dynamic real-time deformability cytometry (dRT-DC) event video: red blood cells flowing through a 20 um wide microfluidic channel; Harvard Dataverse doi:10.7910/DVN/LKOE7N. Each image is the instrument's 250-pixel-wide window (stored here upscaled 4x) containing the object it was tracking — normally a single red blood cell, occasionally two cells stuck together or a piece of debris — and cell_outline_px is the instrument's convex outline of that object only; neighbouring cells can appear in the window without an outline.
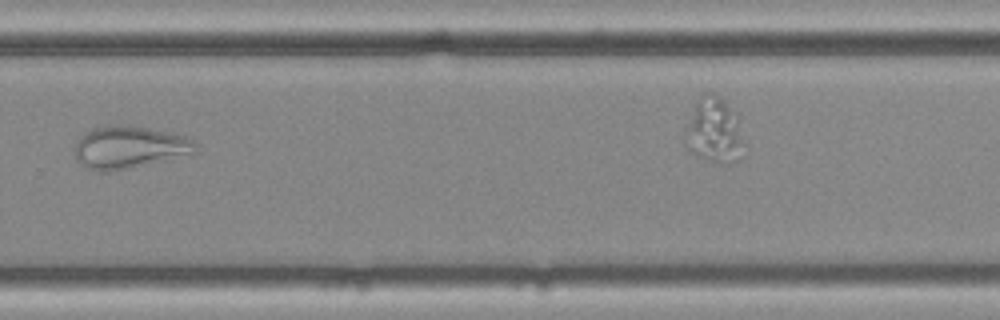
{"species": "common noctule bat (a hibernating species)", "species_latin": "Nyctalus noctula", "temperature_condition": "cold", "stored_images_in_passage": 11, "camera_frame_rate_fps": 3000, "um_per_image_px": 0.085, "animal": {"sex": "female", "body_mass_g": 25.1}, "frame": {"image": 1, "passage_image": 10, "time_ms": 3.0, "image_size_px": [1000, 320], "cell_outline_px": [[196, 152], [128, 168], [108, 172], [100, 172], [88, 168], [80, 164], [76, 160], [72, 148], [76, 140], [92, 128], [108, 124], [120, 124], [148, 128], [184, 136], [192, 140], [196, 144]], "centroid_in_image_um": [10.87, 12.51], "position_along_channel_um": 318.9, "area_um2": 29.71}}